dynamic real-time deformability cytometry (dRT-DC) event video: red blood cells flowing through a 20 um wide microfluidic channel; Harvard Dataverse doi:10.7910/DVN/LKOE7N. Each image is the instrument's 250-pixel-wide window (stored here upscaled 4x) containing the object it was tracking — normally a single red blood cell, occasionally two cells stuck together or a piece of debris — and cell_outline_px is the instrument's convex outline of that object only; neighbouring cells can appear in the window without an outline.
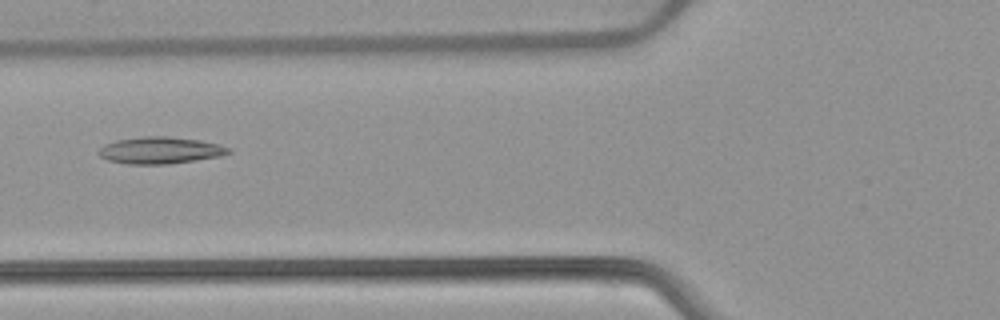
{"species": "common noctule bat (a hibernating species)", "species_latin": "Nyctalus noctula", "temperature_condition": "warm", "stored_images_in_passage": 52, "camera_frame_rate_fps": 3000, "um_per_image_px": 0.085, "animal": {"sex": "female", "body_mass_g": 22.7, "forearm_length_mm": 54.2}, "frame": {"image": 1, "passage_image": 20, "time_ms": 6.333, "image_size_px": [1000, 320], "cell_outline_px": [[232, 152], [220, 156], [196, 160], [168, 164], [128, 164], [108, 160], [100, 156], [96, 152], [104, 144], [116, 140], [140, 136], [168, 136], [200, 140], [220, 144], [232, 148]], "centroid_in_image_um": [13.63, 12.77], "position_along_channel_um": 112.2, "area_um2": 20.52}}
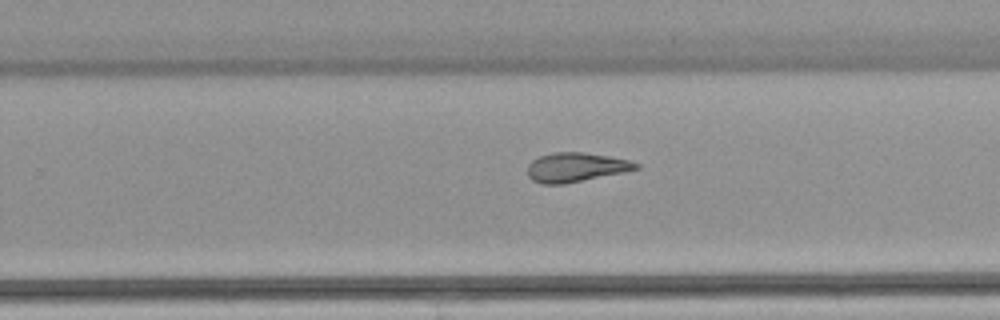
{"frame": {"image": 2, "passage_image": 33, "time_ms": 10.667, "image_size_px": [1000, 320], "cell_outline_px": [[640, 168], [624, 172], [564, 184], [540, 184], [532, 180], [528, 176], [528, 164], [532, 160], [540, 156], [552, 152], [584, 152], [608, 156], [628, 160], [640, 164]], "centroid_in_image_um": [48.93, 14.22], "position_along_channel_um": 280.9, "area_um2": 18.5}}
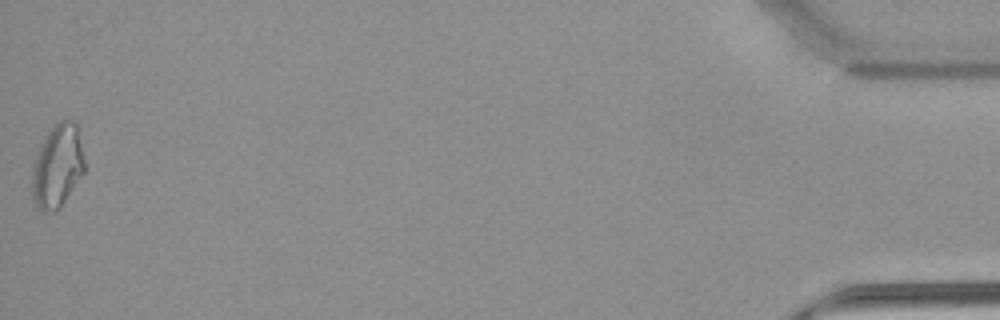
{"frame": {"image": 3, "passage_image": 52, "time_ms": 17.0, "image_size_px": [1000, 320], "cell_outline_px": [[84, 172], [60, 208], [52, 212], [44, 212], [32, 200], [32, 164], [40, 144], [48, 132], [60, 120], [76, 120], [80, 128], [84, 160]], "centroid_in_image_um": [4.89, 14.08], "position_along_channel_um": 430.3, "area_um2": 25.78}, "authors_computed_cell_mechanics": {"area_um2": 21.3282, "velocity_mm_per_s": 3.905, "shape_relaxation_time_tau1_ms": null, "shape_relaxation_time_tau2_ms": 4.1236, "deformation_change_tau1": null, "deformation_change_tau2": 0.1322}}